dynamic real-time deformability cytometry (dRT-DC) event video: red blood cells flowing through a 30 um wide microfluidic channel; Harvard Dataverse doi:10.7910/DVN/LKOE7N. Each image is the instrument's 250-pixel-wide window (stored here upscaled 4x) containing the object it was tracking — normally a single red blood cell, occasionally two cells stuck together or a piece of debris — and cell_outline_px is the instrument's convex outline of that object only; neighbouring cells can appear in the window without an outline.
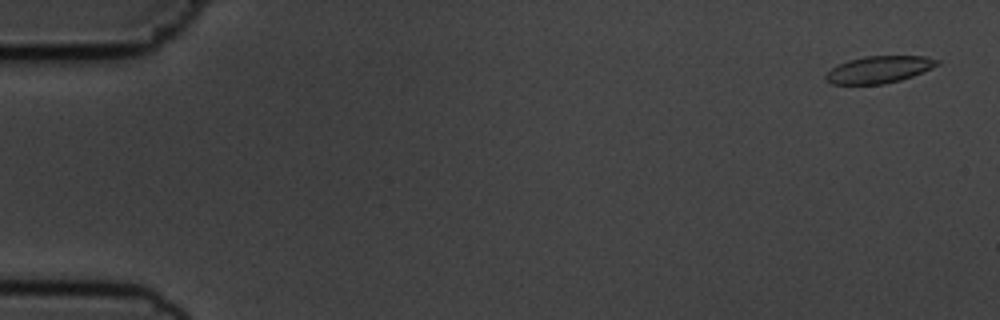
{"species": "common noctule bat (a hibernating species)", "species_latin": "Nyctalus noctula", "temperature_condition": "cold", "stored_images_in_passage": 55, "camera_frame_rate_fps": 3000, "um_per_image_px": 0.085, "animal": {"sex": "male", "body_mass_g": 19.5, "forearm_length_mm": 54.6}, "frame": {"image": 1, "passage_image": 2, "time_ms": 0.333, "image_size_px": [1000, 320], "cell_outline_px": [[940, 64], [932, 68], [912, 76], [900, 80], [884, 84], [832, 84], [824, 80], [824, 76], [832, 68], [848, 60], [864, 56], [924, 56], [940, 60]], "centroid_in_image_um": [74.72, 5.91], "position_along_channel_um": 10.3, "area_um2": 17.51}}
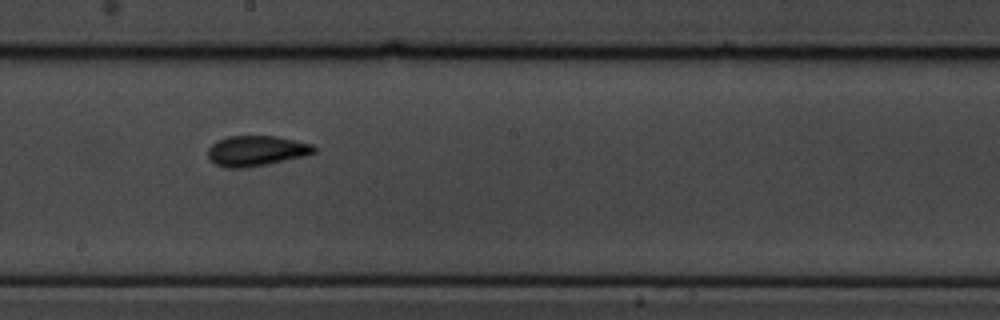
{"frame": {"image": 2, "passage_image": 31, "time_ms": 10.0, "image_size_px": [1000, 320], "cell_outline_px": [[316, 152], [304, 156], [268, 164], [244, 168], [228, 168], [216, 164], [208, 160], [208, 148], [216, 140], [228, 136], [276, 136], [296, 140], [312, 144], [316, 148]], "centroid_in_image_um": [21.77, 12.82], "position_along_channel_um": 226.4, "area_um2": 18.9}}
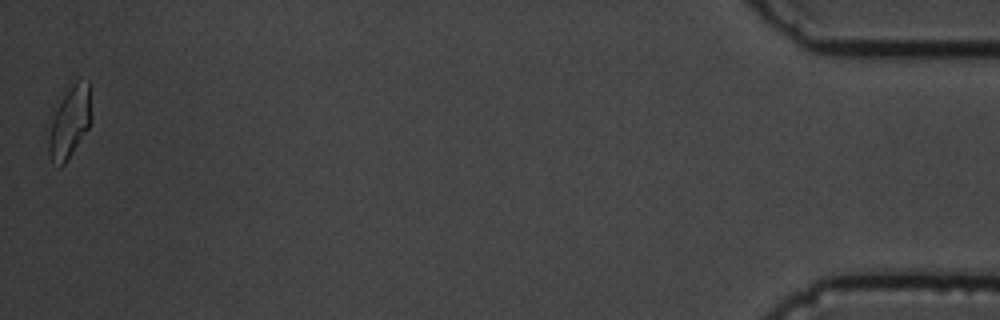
{"frame": {"image": 3, "passage_image": 55, "time_ms": 18.0, "image_size_px": [1000, 320], "cell_outline_px": [[92, 120], [88, 128], [64, 164], [60, 168], [56, 168], [48, 156], [44, 128], [52, 108], [60, 92], [76, 80], [88, 80], [92, 116]], "centroid_in_image_um": [5.79, 10.34], "position_along_channel_um": 429.4, "area_um2": 19.71}, "authors_computed_cell_mechanics": {"area_um2": 18.207, "velocity_mm_per_s": 3.647, "shape_relaxation_time_tau1_ms": 4.0673, "shape_relaxation_time_tau2_ms": 1.7691, "deformation_change_tau1": 0.1252, "deformation_change_tau2": 0.0733}}